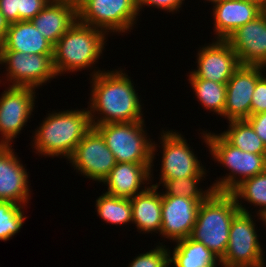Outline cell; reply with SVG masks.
<instances>
[{"label": "cell", "mask_w": 266, "mask_h": 267, "mask_svg": "<svg viewBox=\"0 0 266 267\" xmlns=\"http://www.w3.org/2000/svg\"><path fill=\"white\" fill-rule=\"evenodd\" d=\"M262 13L266 16V0L262 1Z\"/></svg>", "instance_id": "39"}, {"label": "cell", "mask_w": 266, "mask_h": 267, "mask_svg": "<svg viewBox=\"0 0 266 267\" xmlns=\"http://www.w3.org/2000/svg\"><path fill=\"white\" fill-rule=\"evenodd\" d=\"M25 206L11 201H0V240L8 241L20 232L27 219L24 215Z\"/></svg>", "instance_id": "29"}, {"label": "cell", "mask_w": 266, "mask_h": 267, "mask_svg": "<svg viewBox=\"0 0 266 267\" xmlns=\"http://www.w3.org/2000/svg\"><path fill=\"white\" fill-rule=\"evenodd\" d=\"M251 213L239 212L233 219L221 267H266L263 246ZM264 252V253H263Z\"/></svg>", "instance_id": "8"}, {"label": "cell", "mask_w": 266, "mask_h": 267, "mask_svg": "<svg viewBox=\"0 0 266 267\" xmlns=\"http://www.w3.org/2000/svg\"><path fill=\"white\" fill-rule=\"evenodd\" d=\"M89 1L90 0H71V3L75 6L78 13Z\"/></svg>", "instance_id": "37"}, {"label": "cell", "mask_w": 266, "mask_h": 267, "mask_svg": "<svg viewBox=\"0 0 266 267\" xmlns=\"http://www.w3.org/2000/svg\"><path fill=\"white\" fill-rule=\"evenodd\" d=\"M77 14L83 24L122 35L131 32L139 11L137 0H90Z\"/></svg>", "instance_id": "10"}, {"label": "cell", "mask_w": 266, "mask_h": 267, "mask_svg": "<svg viewBox=\"0 0 266 267\" xmlns=\"http://www.w3.org/2000/svg\"><path fill=\"white\" fill-rule=\"evenodd\" d=\"M205 45L198 49L197 69L189 72L188 79L227 83L240 67L236 52L227 40L216 39Z\"/></svg>", "instance_id": "13"}, {"label": "cell", "mask_w": 266, "mask_h": 267, "mask_svg": "<svg viewBox=\"0 0 266 267\" xmlns=\"http://www.w3.org/2000/svg\"><path fill=\"white\" fill-rule=\"evenodd\" d=\"M35 88L8 86L0 95V145L12 146L35 107Z\"/></svg>", "instance_id": "11"}, {"label": "cell", "mask_w": 266, "mask_h": 267, "mask_svg": "<svg viewBox=\"0 0 266 267\" xmlns=\"http://www.w3.org/2000/svg\"><path fill=\"white\" fill-rule=\"evenodd\" d=\"M28 173L12 146L0 145V201L26 207L31 199Z\"/></svg>", "instance_id": "16"}, {"label": "cell", "mask_w": 266, "mask_h": 267, "mask_svg": "<svg viewBox=\"0 0 266 267\" xmlns=\"http://www.w3.org/2000/svg\"><path fill=\"white\" fill-rule=\"evenodd\" d=\"M67 161L77 173L100 183L108 177L117 163L114 154L95 127L85 134Z\"/></svg>", "instance_id": "12"}, {"label": "cell", "mask_w": 266, "mask_h": 267, "mask_svg": "<svg viewBox=\"0 0 266 267\" xmlns=\"http://www.w3.org/2000/svg\"><path fill=\"white\" fill-rule=\"evenodd\" d=\"M97 216L108 224L127 225L132 223V206L128 198L101 194L95 201Z\"/></svg>", "instance_id": "26"}, {"label": "cell", "mask_w": 266, "mask_h": 267, "mask_svg": "<svg viewBox=\"0 0 266 267\" xmlns=\"http://www.w3.org/2000/svg\"><path fill=\"white\" fill-rule=\"evenodd\" d=\"M201 202L182 196L162 195V238L176 242L190 237Z\"/></svg>", "instance_id": "15"}, {"label": "cell", "mask_w": 266, "mask_h": 267, "mask_svg": "<svg viewBox=\"0 0 266 267\" xmlns=\"http://www.w3.org/2000/svg\"><path fill=\"white\" fill-rule=\"evenodd\" d=\"M266 112V75L265 73L257 80L252 95L251 115Z\"/></svg>", "instance_id": "31"}, {"label": "cell", "mask_w": 266, "mask_h": 267, "mask_svg": "<svg viewBox=\"0 0 266 267\" xmlns=\"http://www.w3.org/2000/svg\"><path fill=\"white\" fill-rule=\"evenodd\" d=\"M18 10H20V0H0V12L10 24L19 21Z\"/></svg>", "instance_id": "34"}, {"label": "cell", "mask_w": 266, "mask_h": 267, "mask_svg": "<svg viewBox=\"0 0 266 267\" xmlns=\"http://www.w3.org/2000/svg\"><path fill=\"white\" fill-rule=\"evenodd\" d=\"M253 1H256V2H262L263 0H253Z\"/></svg>", "instance_id": "41"}, {"label": "cell", "mask_w": 266, "mask_h": 267, "mask_svg": "<svg viewBox=\"0 0 266 267\" xmlns=\"http://www.w3.org/2000/svg\"><path fill=\"white\" fill-rule=\"evenodd\" d=\"M185 0H137L138 4V11L140 15V11H142L143 7L145 6H150L157 8V9H162L165 12H180L179 8L182 7L184 4Z\"/></svg>", "instance_id": "33"}, {"label": "cell", "mask_w": 266, "mask_h": 267, "mask_svg": "<svg viewBox=\"0 0 266 267\" xmlns=\"http://www.w3.org/2000/svg\"><path fill=\"white\" fill-rule=\"evenodd\" d=\"M246 121L252 126L256 134L266 146V112L252 114Z\"/></svg>", "instance_id": "35"}, {"label": "cell", "mask_w": 266, "mask_h": 267, "mask_svg": "<svg viewBox=\"0 0 266 267\" xmlns=\"http://www.w3.org/2000/svg\"><path fill=\"white\" fill-rule=\"evenodd\" d=\"M9 27H10L9 21L0 12V46L3 44L6 38Z\"/></svg>", "instance_id": "36"}, {"label": "cell", "mask_w": 266, "mask_h": 267, "mask_svg": "<svg viewBox=\"0 0 266 267\" xmlns=\"http://www.w3.org/2000/svg\"><path fill=\"white\" fill-rule=\"evenodd\" d=\"M264 66L240 65L226 83L223 117L228 121L246 120L251 115L252 95Z\"/></svg>", "instance_id": "14"}, {"label": "cell", "mask_w": 266, "mask_h": 267, "mask_svg": "<svg viewBox=\"0 0 266 267\" xmlns=\"http://www.w3.org/2000/svg\"><path fill=\"white\" fill-rule=\"evenodd\" d=\"M51 0H20L19 21L32 20Z\"/></svg>", "instance_id": "32"}, {"label": "cell", "mask_w": 266, "mask_h": 267, "mask_svg": "<svg viewBox=\"0 0 266 267\" xmlns=\"http://www.w3.org/2000/svg\"><path fill=\"white\" fill-rule=\"evenodd\" d=\"M53 47L31 21H18L10 24L0 51L53 54Z\"/></svg>", "instance_id": "22"}, {"label": "cell", "mask_w": 266, "mask_h": 267, "mask_svg": "<svg viewBox=\"0 0 266 267\" xmlns=\"http://www.w3.org/2000/svg\"><path fill=\"white\" fill-rule=\"evenodd\" d=\"M239 212L231 193L214 191L201 202L190 238L203 243L221 260L226 253L231 223Z\"/></svg>", "instance_id": "4"}, {"label": "cell", "mask_w": 266, "mask_h": 267, "mask_svg": "<svg viewBox=\"0 0 266 267\" xmlns=\"http://www.w3.org/2000/svg\"><path fill=\"white\" fill-rule=\"evenodd\" d=\"M215 39L226 40L239 27L262 14V2L253 0H221L213 6Z\"/></svg>", "instance_id": "18"}, {"label": "cell", "mask_w": 266, "mask_h": 267, "mask_svg": "<svg viewBox=\"0 0 266 267\" xmlns=\"http://www.w3.org/2000/svg\"><path fill=\"white\" fill-rule=\"evenodd\" d=\"M208 132V133H207ZM213 161L225 167L229 173L217 178L212 186L217 192H231L243 180L254 177L266 170V154L244 152L229 144L220 134L201 133Z\"/></svg>", "instance_id": "5"}, {"label": "cell", "mask_w": 266, "mask_h": 267, "mask_svg": "<svg viewBox=\"0 0 266 267\" xmlns=\"http://www.w3.org/2000/svg\"><path fill=\"white\" fill-rule=\"evenodd\" d=\"M158 187L150 186L142 193L130 199L132 206V224L139 233H159L162 219V193ZM143 231V232H142Z\"/></svg>", "instance_id": "21"}, {"label": "cell", "mask_w": 266, "mask_h": 267, "mask_svg": "<svg viewBox=\"0 0 266 267\" xmlns=\"http://www.w3.org/2000/svg\"><path fill=\"white\" fill-rule=\"evenodd\" d=\"M230 193L235 198L237 207L241 212L251 213L245 205H242L243 201H246L247 204L256 206V208L260 207L255 212L258 214L266 208V170L254 177L243 180Z\"/></svg>", "instance_id": "25"}, {"label": "cell", "mask_w": 266, "mask_h": 267, "mask_svg": "<svg viewBox=\"0 0 266 267\" xmlns=\"http://www.w3.org/2000/svg\"><path fill=\"white\" fill-rule=\"evenodd\" d=\"M228 130L219 133L229 144L254 154H266V146L246 120H231Z\"/></svg>", "instance_id": "24"}, {"label": "cell", "mask_w": 266, "mask_h": 267, "mask_svg": "<svg viewBox=\"0 0 266 267\" xmlns=\"http://www.w3.org/2000/svg\"><path fill=\"white\" fill-rule=\"evenodd\" d=\"M257 216H258V219H261L262 220L261 222H263L266 225V208L261 210L255 217Z\"/></svg>", "instance_id": "38"}, {"label": "cell", "mask_w": 266, "mask_h": 267, "mask_svg": "<svg viewBox=\"0 0 266 267\" xmlns=\"http://www.w3.org/2000/svg\"><path fill=\"white\" fill-rule=\"evenodd\" d=\"M207 173L208 171H205L202 175L166 180L162 184L163 188H165V192L163 191L161 193L162 195L182 196L203 202L215 191L212 185L205 190H203L204 188L198 187Z\"/></svg>", "instance_id": "28"}, {"label": "cell", "mask_w": 266, "mask_h": 267, "mask_svg": "<svg viewBox=\"0 0 266 267\" xmlns=\"http://www.w3.org/2000/svg\"><path fill=\"white\" fill-rule=\"evenodd\" d=\"M169 250V263L173 267H217L220 259L203 243L188 237L176 241ZM172 253V254H171Z\"/></svg>", "instance_id": "23"}, {"label": "cell", "mask_w": 266, "mask_h": 267, "mask_svg": "<svg viewBox=\"0 0 266 267\" xmlns=\"http://www.w3.org/2000/svg\"><path fill=\"white\" fill-rule=\"evenodd\" d=\"M77 19V10L71 0H51L30 21L54 46Z\"/></svg>", "instance_id": "20"}, {"label": "cell", "mask_w": 266, "mask_h": 267, "mask_svg": "<svg viewBox=\"0 0 266 267\" xmlns=\"http://www.w3.org/2000/svg\"><path fill=\"white\" fill-rule=\"evenodd\" d=\"M92 128L89 110L69 109L52 111L33 131V151L46 157H63L68 159L77 144Z\"/></svg>", "instance_id": "2"}, {"label": "cell", "mask_w": 266, "mask_h": 267, "mask_svg": "<svg viewBox=\"0 0 266 267\" xmlns=\"http://www.w3.org/2000/svg\"><path fill=\"white\" fill-rule=\"evenodd\" d=\"M204 1H208L209 3L211 2L212 4H215L217 2H220L221 0H204Z\"/></svg>", "instance_id": "40"}, {"label": "cell", "mask_w": 266, "mask_h": 267, "mask_svg": "<svg viewBox=\"0 0 266 267\" xmlns=\"http://www.w3.org/2000/svg\"><path fill=\"white\" fill-rule=\"evenodd\" d=\"M197 101L203 108L223 117L226 102V83L204 79H188Z\"/></svg>", "instance_id": "27"}, {"label": "cell", "mask_w": 266, "mask_h": 267, "mask_svg": "<svg viewBox=\"0 0 266 267\" xmlns=\"http://www.w3.org/2000/svg\"><path fill=\"white\" fill-rule=\"evenodd\" d=\"M159 144H155L153 141L152 149V165L150 169V180H153V169L154 158L156 151L158 152L157 147H162V161L159 174V183L152 184L155 187H158L163 184L166 180L176 179V178H187L196 175H202L206 168L202 165L201 161L198 160V157L194 154L193 148L191 150L190 144L187 143V140L183 135L172 129L169 131L164 129L160 132ZM158 145V146H157ZM205 168V169H204Z\"/></svg>", "instance_id": "6"}, {"label": "cell", "mask_w": 266, "mask_h": 267, "mask_svg": "<svg viewBox=\"0 0 266 267\" xmlns=\"http://www.w3.org/2000/svg\"><path fill=\"white\" fill-rule=\"evenodd\" d=\"M119 69L104 70L90 77L92 84L88 110L92 127L107 123L145 121L134 83L127 72Z\"/></svg>", "instance_id": "1"}, {"label": "cell", "mask_w": 266, "mask_h": 267, "mask_svg": "<svg viewBox=\"0 0 266 267\" xmlns=\"http://www.w3.org/2000/svg\"><path fill=\"white\" fill-rule=\"evenodd\" d=\"M151 165L117 162L108 177L103 181L107 186V191L104 193L114 197L131 199L135 195L144 192L149 187L148 184H151Z\"/></svg>", "instance_id": "19"}, {"label": "cell", "mask_w": 266, "mask_h": 267, "mask_svg": "<svg viewBox=\"0 0 266 267\" xmlns=\"http://www.w3.org/2000/svg\"><path fill=\"white\" fill-rule=\"evenodd\" d=\"M0 65L1 67L5 65L4 80L9 86L39 89L51 79L58 77L54 68L53 54L0 51Z\"/></svg>", "instance_id": "9"}, {"label": "cell", "mask_w": 266, "mask_h": 267, "mask_svg": "<svg viewBox=\"0 0 266 267\" xmlns=\"http://www.w3.org/2000/svg\"><path fill=\"white\" fill-rule=\"evenodd\" d=\"M107 35L101 29L83 24L77 19L53 47V63L57 75L93 69L89 74L92 77L104 71L97 69L98 67L94 69L93 66L103 55Z\"/></svg>", "instance_id": "3"}, {"label": "cell", "mask_w": 266, "mask_h": 267, "mask_svg": "<svg viewBox=\"0 0 266 267\" xmlns=\"http://www.w3.org/2000/svg\"><path fill=\"white\" fill-rule=\"evenodd\" d=\"M145 121L96 125L116 162L152 164L153 140L148 138Z\"/></svg>", "instance_id": "7"}, {"label": "cell", "mask_w": 266, "mask_h": 267, "mask_svg": "<svg viewBox=\"0 0 266 267\" xmlns=\"http://www.w3.org/2000/svg\"><path fill=\"white\" fill-rule=\"evenodd\" d=\"M152 250L145 251L129 262L128 267H170L169 249L163 243H158Z\"/></svg>", "instance_id": "30"}, {"label": "cell", "mask_w": 266, "mask_h": 267, "mask_svg": "<svg viewBox=\"0 0 266 267\" xmlns=\"http://www.w3.org/2000/svg\"><path fill=\"white\" fill-rule=\"evenodd\" d=\"M240 65L266 66V16L239 27L227 39Z\"/></svg>", "instance_id": "17"}]
</instances>
